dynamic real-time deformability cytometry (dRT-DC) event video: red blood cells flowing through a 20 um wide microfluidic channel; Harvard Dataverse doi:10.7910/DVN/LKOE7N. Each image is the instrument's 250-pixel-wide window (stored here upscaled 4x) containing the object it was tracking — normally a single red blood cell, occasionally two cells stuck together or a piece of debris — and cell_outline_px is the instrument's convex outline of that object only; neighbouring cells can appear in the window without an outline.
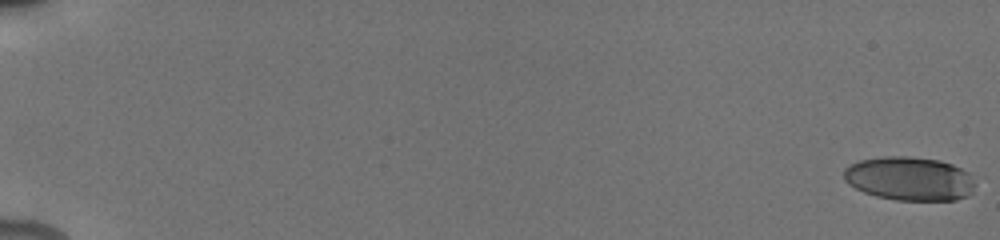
{"species": "human", "species_latin": "Homo sapiens", "temperature_condition": "cold", "stored_images_in_passage": 48, "camera_frame_rate_fps": 3000, "um_per_image_px": 0.085, "donor": {"sex": "male"}, "frame": {"image": 1, "passage_image": 1, "time_ms": 0.0, "image_size_px": [1000, 240], "cell_outline_px": [[976, 184], [968, 196], [956, 200], [896, 200], [876, 196], [864, 192], [848, 184], [844, 180], [844, 168], [848, 164], [860, 160], [884, 156], [908, 156], [940, 160], [952, 164], [968, 172]], "centroid_in_image_um": [77.29, 15.18], "position_along_channel_um": 7.7, "area_um2": 33.7}}
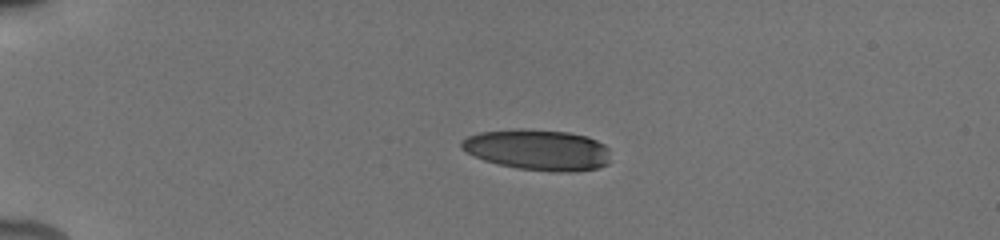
{"frame": {"image": 2, "passage_image": 35, "time_ms": 4.667, "image_size_px": [1000, 240], "cell_outline_px": [[608, 164], [596, 168], [572, 172], [552, 172], [516, 168], [484, 160], [460, 148], [460, 140], [468, 136], [480, 132], [512, 128], [520, 128], [568, 132], [588, 136], [604, 144], [608, 148]], "centroid_in_image_um": [45.7, 12.72], "position_along_channel_um": 39.3, "area_um2": 35.66}}